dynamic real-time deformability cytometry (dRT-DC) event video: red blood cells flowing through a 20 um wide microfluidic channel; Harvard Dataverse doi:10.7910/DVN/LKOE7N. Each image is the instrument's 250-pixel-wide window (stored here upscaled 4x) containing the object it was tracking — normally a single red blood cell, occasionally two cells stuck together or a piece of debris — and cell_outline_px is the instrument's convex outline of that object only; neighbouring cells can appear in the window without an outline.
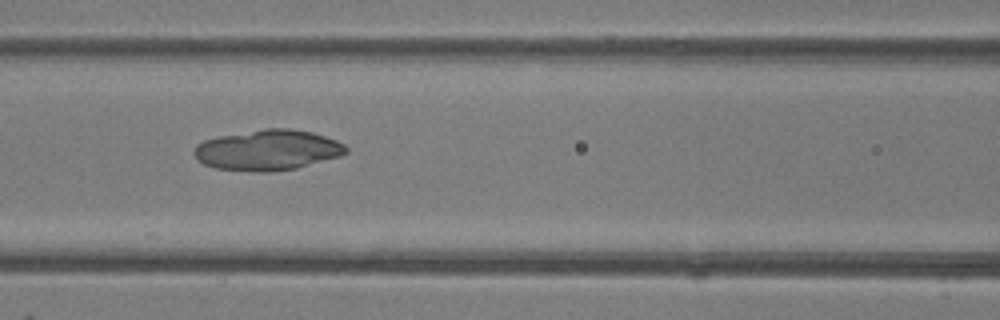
{"species": "common noctule bat (a hibernating species)", "species_latin": "Nyctalus noctula", "temperature_condition": "room temperature", "stored_images_in_passage": 48, "camera_frame_rate_fps": 3000, "um_per_image_px": 0.085, "animal": {"sex": "female"}, "frame": {"image": 1, "passage_image": 21, "time_ms": 6.667, "image_size_px": [1000, 320], "cell_outline_px": [[348, 152], [340, 156], [296, 168], [268, 172], [252, 172], [216, 168], [204, 164], [196, 160], [192, 152], [196, 144], [204, 140], [220, 136], [264, 128], [292, 128], [312, 132], [336, 140], [344, 144], [348, 148]], "centroid_in_image_um": [22.73, 12.75], "position_along_channel_um": 143.9, "area_um2": 36.07}}
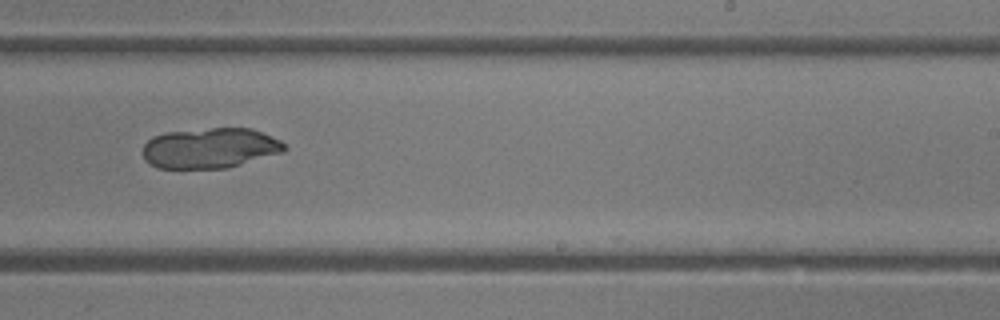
{"frame": {"image": 2, "passage_image": 30, "time_ms": 9.667, "image_size_px": [1000, 320], "cell_outline_px": [[288, 148], [284, 152], [228, 168], [156, 168], [148, 164], [144, 160], [144, 144], [152, 136], [164, 132], [212, 128], [252, 128], [280, 140]], "centroid_in_image_um": [17.85, 12.59], "position_along_channel_um": 271.2, "area_um2": 33.52}}
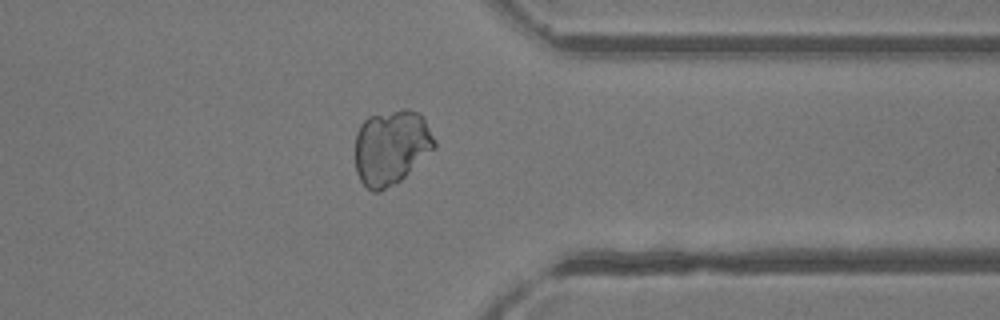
{"frame": {"image": 3, "passage_image": 38, "time_ms": 12.333, "image_size_px": [1000, 320], "cell_outline_px": [[436, 148], [400, 180], [380, 192], [372, 192], [360, 180], [356, 172], [356, 132], [360, 124], [368, 116], [404, 108], [408, 108], [420, 112], [424, 116], [436, 140]], "centroid_in_image_um": [33.28, 12.48], "position_along_channel_um": 378.1, "area_um2": 35.03}}